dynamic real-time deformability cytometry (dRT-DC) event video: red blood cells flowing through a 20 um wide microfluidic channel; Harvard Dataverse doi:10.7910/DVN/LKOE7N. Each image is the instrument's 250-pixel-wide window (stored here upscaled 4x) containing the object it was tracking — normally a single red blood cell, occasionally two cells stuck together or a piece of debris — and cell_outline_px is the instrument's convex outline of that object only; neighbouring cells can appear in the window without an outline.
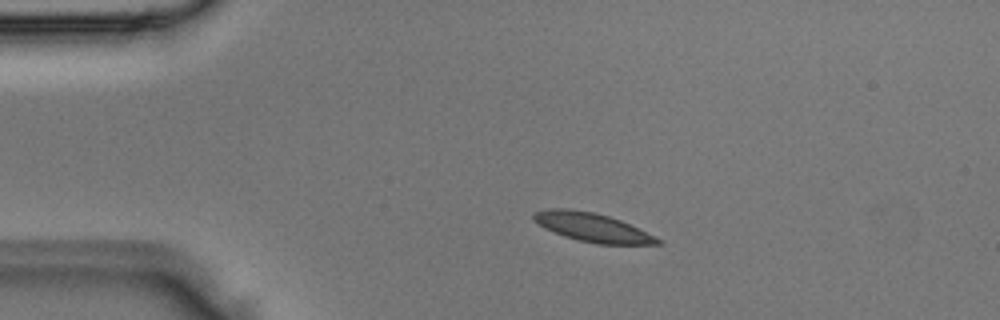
{"species": "Egyptian fruit bat (a non-hibernating species)", "species_latin": "Rousettus aegyptiacus", "temperature_condition": "room temperature", "stored_images_in_passage": 3, "camera_frame_rate_fps": 3000, "um_per_image_px": 0.085, "animal": {"sex": "male"}, "frame": {"image": 1, "passage_image": 2, "time_ms": 0.333, "image_size_px": [1000, 320], "cell_outline_px": [[664, 244], [596, 244], [576, 240], [564, 236], [532, 220], [532, 212], [548, 208], [568, 208], [592, 212], [608, 216], [620, 220], [664, 240]], "centroid_in_image_um": [50.36, 19.32], "position_along_channel_um": 34.6, "area_um2": 20.69}}